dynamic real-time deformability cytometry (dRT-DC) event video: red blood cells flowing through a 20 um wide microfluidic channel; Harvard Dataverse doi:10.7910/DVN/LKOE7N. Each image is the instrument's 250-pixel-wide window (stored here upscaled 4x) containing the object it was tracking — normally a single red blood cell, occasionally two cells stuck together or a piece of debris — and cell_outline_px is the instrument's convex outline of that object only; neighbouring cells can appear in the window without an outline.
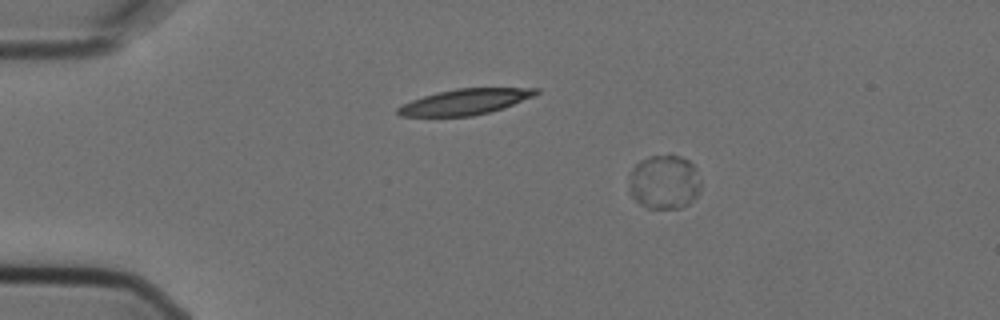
{"species": "Egyptian fruit bat (a non-hibernating species)", "species_latin": "Rousettus aegyptiacus", "temperature_condition": "cold", "stored_images_in_passage": 3, "camera_frame_rate_fps": 3000, "um_per_image_px": 0.085, "animal": {"sex": "female"}, "frame": {"image": 1, "passage_image": 1, "time_ms": 0.0, "image_size_px": [1000, 320], "cell_outline_px": [[700, 192], [688, 204], [680, 208], [648, 208], [640, 204], [632, 196], [632, 172], [636, 164], [640, 160], [652, 156], [672, 152], [688, 160], [692, 164], [700, 180]], "centroid_in_image_um": [56.52, 15.45], "position_along_channel_um": 28.5, "area_um2": 22.48}}